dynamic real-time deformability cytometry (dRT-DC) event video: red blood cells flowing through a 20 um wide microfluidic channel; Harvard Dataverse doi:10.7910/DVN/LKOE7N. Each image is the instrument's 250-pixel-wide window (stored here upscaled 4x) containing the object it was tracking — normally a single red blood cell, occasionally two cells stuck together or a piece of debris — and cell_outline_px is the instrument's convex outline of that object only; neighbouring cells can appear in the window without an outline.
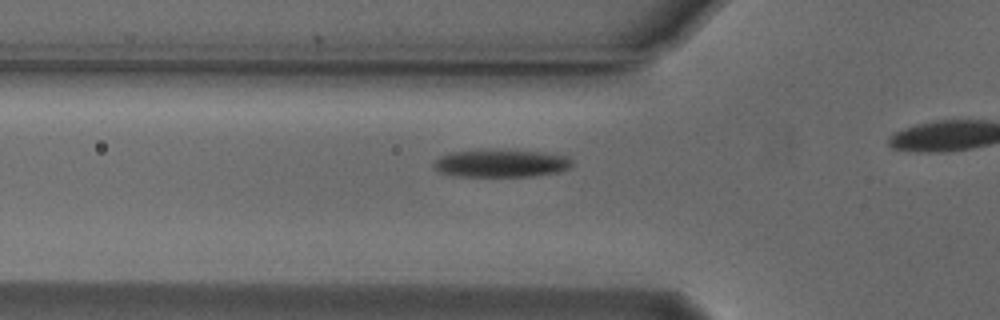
{"species": "Egyptian fruit bat (a non-hibernating species)", "species_latin": "Rousettus aegyptiacus", "temperature_condition": "cold", "stored_images_in_passage": 19, "camera_frame_rate_fps": 3000, "um_per_image_px": 0.085, "animal": {"sex": "male"}, "frame": {"image": 1, "passage_image": 14, "time_ms": 4.333, "image_size_px": [1000, 320], "cell_outline_px": [[572, 164], [568, 168], [560, 172], [532, 176], [452, 176], [440, 172], [432, 168], [432, 164], [440, 156], [452, 152], [544, 152], [568, 156], [572, 160]], "centroid_in_image_um": [42.6, 13.93], "position_along_channel_um": 83.2, "area_um2": 21.56}}